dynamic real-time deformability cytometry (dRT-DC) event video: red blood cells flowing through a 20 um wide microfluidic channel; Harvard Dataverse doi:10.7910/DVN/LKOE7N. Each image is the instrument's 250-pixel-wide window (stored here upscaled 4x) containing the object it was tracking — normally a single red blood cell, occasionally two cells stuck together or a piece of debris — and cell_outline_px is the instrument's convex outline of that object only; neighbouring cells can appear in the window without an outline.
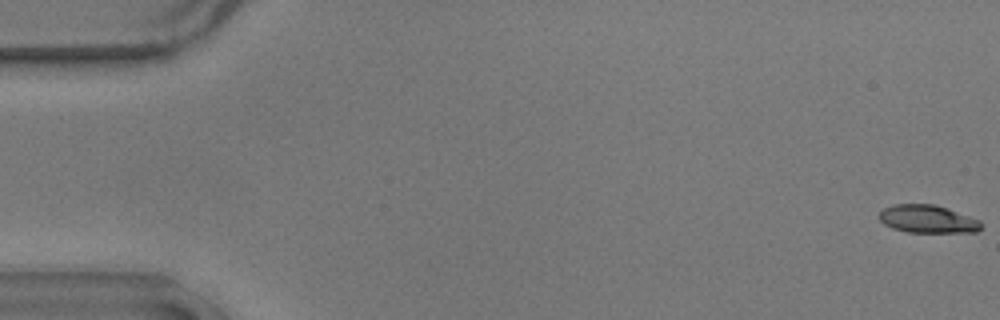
{"species": "common noctule bat (a hibernating species)", "species_latin": "Nyctalus noctula", "temperature_condition": "warm", "stored_images_in_passage": 6, "camera_frame_rate_fps": 3000, "um_per_image_px": 0.085, "animal": {"sex": "male", "body_mass_g": 17.9}, "frame": {"image": 1, "passage_image": 1, "time_ms": 0.0, "image_size_px": [1000, 320], "cell_outline_px": [[984, 224], [976, 232], [908, 232], [892, 228], [884, 224], [876, 216], [884, 208], [892, 204], [936, 204], [948, 208], [980, 220]], "centroid_in_image_um": [78.84, 18.61], "position_along_channel_um": 6.2, "area_um2": 16.76}}